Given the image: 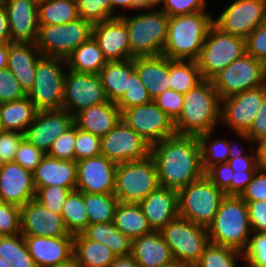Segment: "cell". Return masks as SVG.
<instances>
[{"instance_id":"1","label":"cell","mask_w":266,"mask_h":267,"mask_svg":"<svg viewBox=\"0 0 266 267\" xmlns=\"http://www.w3.org/2000/svg\"><path fill=\"white\" fill-rule=\"evenodd\" d=\"M161 187L179 191L205 175L197 136L173 135L151 146Z\"/></svg>"},{"instance_id":"2","label":"cell","mask_w":266,"mask_h":267,"mask_svg":"<svg viewBox=\"0 0 266 267\" xmlns=\"http://www.w3.org/2000/svg\"><path fill=\"white\" fill-rule=\"evenodd\" d=\"M181 114L174 121L177 135L199 136L220 123L221 100L211 80H203L183 94Z\"/></svg>"},{"instance_id":"3","label":"cell","mask_w":266,"mask_h":267,"mask_svg":"<svg viewBox=\"0 0 266 267\" xmlns=\"http://www.w3.org/2000/svg\"><path fill=\"white\" fill-rule=\"evenodd\" d=\"M213 19L207 11L170 17L162 54L172 60L197 61Z\"/></svg>"},{"instance_id":"4","label":"cell","mask_w":266,"mask_h":267,"mask_svg":"<svg viewBox=\"0 0 266 267\" xmlns=\"http://www.w3.org/2000/svg\"><path fill=\"white\" fill-rule=\"evenodd\" d=\"M207 229L210 243L243 253L252 233L247 203L240 196H225Z\"/></svg>"},{"instance_id":"5","label":"cell","mask_w":266,"mask_h":267,"mask_svg":"<svg viewBox=\"0 0 266 267\" xmlns=\"http://www.w3.org/2000/svg\"><path fill=\"white\" fill-rule=\"evenodd\" d=\"M144 10L146 12L135 16L123 12L119 16L128 30L130 59L160 55L165 46L170 17L160 8Z\"/></svg>"},{"instance_id":"6","label":"cell","mask_w":266,"mask_h":267,"mask_svg":"<svg viewBox=\"0 0 266 267\" xmlns=\"http://www.w3.org/2000/svg\"><path fill=\"white\" fill-rule=\"evenodd\" d=\"M66 59L41 55L35 68V80L27 97L38 111L61 109L64 98Z\"/></svg>"},{"instance_id":"7","label":"cell","mask_w":266,"mask_h":267,"mask_svg":"<svg viewBox=\"0 0 266 267\" xmlns=\"http://www.w3.org/2000/svg\"><path fill=\"white\" fill-rule=\"evenodd\" d=\"M225 196V193L204 175L178 191L179 216L208 227Z\"/></svg>"},{"instance_id":"8","label":"cell","mask_w":266,"mask_h":267,"mask_svg":"<svg viewBox=\"0 0 266 267\" xmlns=\"http://www.w3.org/2000/svg\"><path fill=\"white\" fill-rule=\"evenodd\" d=\"M160 233L174 260L185 267H194L210 243L208 229L180 216L169 222Z\"/></svg>"},{"instance_id":"9","label":"cell","mask_w":266,"mask_h":267,"mask_svg":"<svg viewBox=\"0 0 266 267\" xmlns=\"http://www.w3.org/2000/svg\"><path fill=\"white\" fill-rule=\"evenodd\" d=\"M159 186L156 164L151 155L117 165L114 195L119 202L139 203Z\"/></svg>"},{"instance_id":"10","label":"cell","mask_w":266,"mask_h":267,"mask_svg":"<svg viewBox=\"0 0 266 267\" xmlns=\"http://www.w3.org/2000/svg\"><path fill=\"white\" fill-rule=\"evenodd\" d=\"M246 53V39L212 25L197 60L203 80H211L235 59Z\"/></svg>"},{"instance_id":"11","label":"cell","mask_w":266,"mask_h":267,"mask_svg":"<svg viewBox=\"0 0 266 267\" xmlns=\"http://www.w3.org/2000/svg\"><path fill=\"white\" fill-rule=\"evenodd\" d=\"M212 84L222 100L231 95L266 85V64L245 53L217 73Z\"/></svg>"},{"instance_id":"12","label":"cell","mask_w":266,"mask_h":267,"mask_svg":"<svg viewBox=\"0 0 266 267\" xmlns=\"http://www.w3.org/2000/svg\"><path fill=\"white\" fill-rule=\"evenodd\" d=\"M92 27L82 18L66 24L39 25L35 44L44 56L66 59L92 36Z\"/></svg>"},{"instance_id":"13","label":"cell","mask_w":266,"mask_h":267,"mask_svg":"<svg viewBox=\"0 0 266 267\" xmlns=\"http://www.w3.org/2000/svg\"><path fill=\"white\" fill-rule=\"evenodd\" d=\"M123 120L151 146L164 138L176 135L174 120L163 112L152 100L121 113Z\"/></svg>"},{"instance_id":"14","label":"cell","mask_w":266,"mask_h":267,"mask_svg":"<svg viewBox=\"0 0 266 267\" xmlns=\"http://www.w3.org/2000/svg\"><path fill=\"white\" fill-rule=\"evenodd\" d=\"M108 101L99 74L78 73L67 69L61 109L75 116L83 109Z\"/></svg>"},{"instance_id":"15","label":"cell","mask_w":266,"mask_h":267,"mask_svg":"<svg viewBox=\"0 0 266 267\" xmlns=\"http://www.w3.org/2000/svg\"><path fill=\"white\" fill-rule=\"evenodd\" d=\"M266 21V0H235L213 19L222 31L244 38Z\"/></svg>"},{"instance_id":"16","label":"cell","mask_w":266,"mask_h":267,"mask_svg":"<svg viewBox=\"0 0 266 267\" xmlns=\"http://www.w3.org/2000/svg\"><path fill=\"white\" fill-rule=\"evenodd\" d=\"M266 96V85L221 100L220 123L234 132H247Z\"/></svg>"},{"instance_id":"17","label":"cell","mask_w":266,"mask_h":267,"mask_svg":"<svg viewBox=\"0 0 266 267\" xmlns=\"http://www.w3.org/2000/svg\"><path fill=\"white\" fill-rule=\"evenodd\" d=\"M150 153L151 145L123 120L101 137V155L117 164L140 160Z\"/></svg>"},{"instance_id":"18","label":"cell","mask_w":266,"mask_h":267,"mask_svg":"<svg viewBox=\"0 0 266 267\" xmlns=\"http://www.w3.org/2000/svg\"><path fill=\"white\" fill-rule=\"evenodd\" d=\"M117 165L103 155L77 161L76 190L82 193L114 194Z\"/></svg>"},{"instance_id":"19","label":"cell","mask_w":266,"mask_h":267,"mask_svg":"<svg viewBox=\"0 0 266 267\" xmlns=\"http://www.w3.org/2000/svg\"><path fill=\"white\" fill-rule=\"evenodd\" d=\"M74 125V116L67 110L38 111L24 132V139L46 154L62 133Z\"/></svg>"},{"instance_id":"20","label":"cell","mask_w":266,"mask_h":267,"mask_svg":"<svg viewBox=\"0 0 266 267\" xmlns=\"http://www.w3.org/2000/svg\"><path fill=\"white\" fill-rule=\"evenodd\" d=\"M20 223L23 236L73 237L62 215L48 210L35 199L21 207Z\"/></svg>"},{"instance_id":"21","label":"cell","mask_w":266,"mask_h":267,"mask_svg":"<svg viewBox=\"0 0 266 267\" xmlns=\"http://www.w3.org/2000/svg\"><path fill=\"white\" fill-rule=\"evenodd\" d=\"M33 173L15 162L3 163L0 169V196L4 203L19 207L35 199Z\"/></svg>"},{"instance_id":"22","label":"cell","mask_w":266,"mask_h":267,"mask_svg":"<svg viewBox=\"0 0 266 267\" xmlns=\"http://www.w3.org/2000/svg\"><path fill=\"white\" fill-rule=\"evenodd\" d=\"M39 0H9L7 12L10 42L35 43L39 30Z\"/></svg>"},{"instance_id":"23","label":"cell","mask_w":266,"mask_h":267,"mask_svg":"<svg viewBox=\"0 0 266 267\" xmlns=\"http://www.w3.org/2000/svg\"><path fill=\"white\" fill-rule=\"evenodd\" d=\"M92 37L102 50L107 62L130 59L128 30L119 17L94 24Z\"/></svg>"},{"instance_id":"24","label":"cell","mask_w":266,"mask_h":267,"mask_svg":"<svg viewBox=\"0 0 266 267\" xmlns=\"http://www.w3.org/2000/svg\"><path fill=\"white\" fill-rule=\"evenodd\" d=\"M37 267H55L73 258V237L24 236Z\"/></svg>"},{"instance_id":"25","label":"cell","mask_w":266,"mask_h":267,"mask_svg":"<svg viewBox=\"0 0 266 267\" xmlns=\"http://www.w3.org/2000/svg\"><path fill=\"white\" fill-rule=\"evenodd\" d=\"M153 231H160L179 216L178 191L159 186L138 203Z\"/></svg>"},{"instance_id":"26","label":"cell","mask_w":266,"mask_h":267,"mask_svg":"<svg viewBox=\"0 0 266 267\" xmlns=\"http://www.w3.org/2000/svg\"><path fill=\"white\" fill-rule=\"evenodd\" d=\"M76 171L75 160H59L46 154L33 172L35 189L56 185L74 191L77 184Z\"/></svg>"},{"instance_id":"27","label":"cell","mask_w":266,"mask_h":267,"mask_svg":"<svg viewBox=\"0 0 266 267\" xmlns=\"http://www.w3.org/2000/svg\"><path fill=\"white\" fill-rule=\"evenodd\" d=\"M41 55L35 43L8 42L7 68L26 93L34 84L36 63Z\"/></svg>"},{"instance_id":"28","label":"cell","mask_w":266,"mask_h":267,"mask_svg":"<svg viewBox=\"0 0 266 267\" xmlns=\"http://www.w3.org/2000/svg\"><path fill=\"white\" fill-rule=\"evenodd\" d=\"M121 121L116 103L108 101L83 109L74 116V124L81 130L103 137Z\"/></svg>"},{"instance_id":"29","label":"cell","mask_w":266,"mask_h":267,"mask_svg":"<svg viewBox=\"0 0 266 267\" xmlns=\"http://www.w3.org/2000/svg\"><path fill=\"white\" fill-rule=\"evenodd\" d=\"M134 68L152 100L170 88L169 58L165 55L134 57Z\"/></svg>"},{"instance_id":"30","label":"cell","mask_w":266,"mask_h":267,"mask_svg":"<svg viewBox=\"0 0 266 267\" xmlns=\"http://www.w3.org/2000/svg\"><path fill=\"white\" fill-rule=\"evenodd\" d=\"M131 256L140 267H160L174 261L160 231H152L133 239Z\"/></svg>"},{"instance_id":"31","label":"cell","mask_w":266,"mask_h":267,"mask_svg":"<svg viewBox=\"0 0 266 267\" xmlns=\"http://www.w3.org/2000/svg\"><path fill=\"white\" fill-rule=\"evenodd\" d=\"M73 258L79 267H109L117 256L105 244L80 233L73 235Z\"/></svg>"},{"instance_id":"32","label":"cell","mask_w":266,"mask_h":267,"mask_svg":"<svg viewBox=\"0 0 266 267\" xmlns=\"http://www.w3.org/2000/svg\"><path fill=\"white\" fill-rule=\"evenodd\" d=\"M134 70V58L105 64L99 76L109 101L117 103L122 98L127 89L128 78Z\"/></svg>"},{"instance_id":"33","label":"cell","mask_w":266,"mask_h":267,"mask_svg":"<svg viewBox=\"0 0 266 267\" xmlns=\"http://www.w3.org/2000/svg\"><path fill=\"white\" fill-rule=\"evenodd\" d=\"M37 112V108L27 96L11 102L1 103L0 121L2 131L24 133L34 121Z\"/></svg>"},{"instance_id":"34","label":"cell","mask_w":266,"mask_h":267,"mask_svg":"<svg viewBox=\"0 0 266 267\" xmlns=\"http://www.w3.org/2000/svg\"><path fill=\"white\" fill-rule=\"evenodd\" d=\"M113 223L131 240L153 231L138 203L119 202L115 209Z\"/></svg>"},{"instance_id":"35","label":"cell","mask_w":266,"mask_h":267,"mask_svg":"<svg viewBox=\"0 0 266 267\" xmlns=\"http://www.w3.org/2000/svg\"><path fill=\"white\" fill-rule=\"evenodd\" d=\"M106 63L102 50L92 36L66 58L68 69L78 73L99 74Z\"/></svg>"},{"instance_id":"36","label":"cell","mask_w":266,"mask_h":267,"mask_svg":"<svg viewBox=\"0 0 266 267\" xmlns=\"http://www.w3.org/2000/svg\"><path fill=\"white\" fill-rule=\"evenodd\" d=\"M82 233L88 239L105 244L117 257L131 255L132 240L121 233L113 222L88 224Z\"/></svg>"},{"instance_id":"37","label":"cell","mask_w":266,"mask_h":267,"mask_svg":"<svg viewBox=\"0 0 266 267\" xmlns=\"http://www.w3.org/2000/svg\"><path fill=\"white\" fill-rule=\"evenodd\" d=\"M39 25L66 24L79 19L76 0H39Z\"/></svg>"},{"instance_id":"38","label":"cell","mask_w":266,"mask_h":267,"mask_svg":"<svg viewBox=\"0 0 266 267\" xmlns=\"http://www.w3.org/2000/svg\"><path fill=\"white\" fill-rule=\"evenodd\" d=\"M202 81L197 61L169 59L170 89L185 94Z\"/></svg>"},{"instance_id":"39","label":"cell","mask_w":266,"mask_h":267,"mask_svg":"<svg viewBox=\"0 0 266 267\" xmlns=\"http://www.w3.org/2000/svg\"><path fill=\"white\" fill-rule=\"evenodd\" d=\"M119 200L114 194L84 193L89 224L113 222Z\"/></svg>"},{"instance_id":"40","label":"cell","mask_w":266,"mask_h":267,"mask_svg":"<svg viewBox=\"0 0 266 267\" xmlns=\"http://www.w3.org/2000/svg\"><path fill=\"white\" fill-rule=\"evenodd\" d=\"M61 215L71 235L82 233L89 224L84 193L71 191L63 204Z\"/></svg>"},{"instance_id":"41","label":"cell","mask_w":266,"mask_h":267,"mask_svg":"<svg viewBox=\"0 0 266 267\" xmlns=\"http://www.w3.org/2000/svg\"><path fill=\"white\" fill-rule=\"evenodd\" d=\"M213 132L214 130L198 136L204 172L214 165L227 162L229 159L228 140L212 139Z\"/></svg>"},{"instance_id":"42","label":"cell","mask_w":266,"mask_h":267,"mask_svg":"<svg viewBox=\"0 0 266 267\" xmlns=\"http://www.w3.org/2000/svg\"><path fill=\"white\" fill-rule=\"evenodd\" d=\"M238 259L243 260L241 251L209 243L194 267H238Z\"/></svg>"},{"instance_id":"43","label":"cell","mask_w":266,"mask_h":267,"mask_svg":"<svg viewBox=\"0 0 266 267\" xmlns=\"http://www.w3.org/2000/svg\"><path fill=\"white\" fill-rule=\"evenodd\" d=\"M151 101L152 98L150 97L148 90L141 83L137 71L134 70L128 78V85L124 95L116 105L122 113L126 109L143 105Z\"/></svg>"},{"instance_id":"44","label":"cell","mask_w":266,"mask_h":267,"mask_svg":"<svg viewBox=\"0 0 266 267\" xmlns=\"http://www.w3.org/2000/svg\"><path fill=\"white\" fill-rule=\"evenodd\" d=\"M79 17L92 25L112 19L109 0H76Z\"/></svg>"},{"instance_id":"45","label":"cell","mask_w":266,"mask_h":267,"mask_svg":"<svg viewBox=\"0 0 266 267\" xmlns=\"http://www.w3.org/2000/svg\"><path fill=\"white\" fill-rule=\"evenodd\" d=\"M71 190L62 186L36 188L35 200L48 210L61 214L63 204Z\"/></svg>"},{"instance_id":"46","label":"cell","mask_w":266,"mask_h":267,"mask_svg":"<svg viewBox=\"0 0 266 267\" xmlns=\"http://www.w3.org/2000/svg\"><path fill=\"white\" fill-rule=\"evenodd\" d=\"M75 161L101 155V137L76 126Z\"/></svg>"},{"instance_id":"47","label":"cell","mask_w":266,"mask_h":267,"mask_svg":"<svg viewBox=\"0 0 266 267\" xmlns=\"http://www.w3.org/2000/svg\"><path fill=\"white\" fill-rule=\"evenodd\" d=\"M76 125L62 133L55 141L47 155L59 160H75Z\"/></svg>"},{"instance_id":"48","label":"cell","mask_w":266,"mask_h":267,"mask_svg":"<svg viewBox=\"0 0 266 267\" xmlns=\"http://www.w3.org/2000/svg\"><path fill=\"white\" fill-rule=\"evenodd\" d=\"M243 261L255 267H266V233H251L248 246L243 252Z\"/></svg>"},{"instance_id":"49","label":"cell","mask_w":266,"mask_h":267,"mask_svg":"<svg viewBox=\"0 0 266 267\" xmlns=\"http://www.w3.org/2000/svg\"><path fill=\"white\" fill-rule=\"evenodd\" d=\"M27 96L19 81L7 67L0 70V103L11 102Z\"/></svg>"},{"instance_id":"50","label":"cell","mask_w":266,"mask_h":267,"mask_svg":"<svg viewBox=\"0 0 266 267\" xmlns=\"http://www.w3.org/2000/svg\"><path fill=\"white\" fill-rule=\"evenodd\" d=\"M21 207L3 203L0 205V236L21 233Z\"/></svg>"},{"instance_id":"51","label":"cell","mask_w":266,"mask_h":267,"mask_svg":"<svg viewBox=\"0 0 266 267\" xmlns=\"http://www.w3.org/2000/svg\"><path fill=\"white\" fill-rule=\"evenodd\" d=\"M45 155V152L23 139L19 144L13 162L33 173Z\"/></svg>"},{"instance_id":"52","label":"cell","mask_w":266,"mask_h":267,"mask_svg":"<svg viewBox=\"0 0 266 267\" xmlns=\"http://www.w3.org/2000/svg\"><path fill=\"white\" fill-rule=\"evenodd\" d=\"M159 7L169 17L190 14L199 11H208L206 0H164Z\"/></svg>"},{"instance_id":"53","label":"cell","mask_w":266,"mask_h":267,"mask_svg":"<svg viewBox=\"0 0 266 267\" xmlns=\"http://www.w3.org/2000/svg\"><path fill=\"white\" fill-rule=\"evenodd\" d=\"M153 101L174 121L181 114L184 103L183 94L170 88L155 97Z\"/></svg>"},{"instance_id":"54","label":"cell","mask_w":266,"mask_h":267,"mask_svg":"<svg viewBox=\"0 0 266 267\" xmlns=\"http://www.w3.org/2000/svg\"><path fill=\"white\" fill-rule=\"evenodd\" d=\"M235 134L238 138L240 136V141L249 142L252 145L266 138V96L250 129L247 132H235Z\"/></svg>"},{"instance_id":"55","label":"cell","mask_w":266,"mask_h":267,"mask_svg":"<svg viewBox=\"0 0 266 267\" xmlns=\"http://www.w3.org/2000/svg\"><path fill=\"white\" fill-rule=\"evenodd\" d=\"M246 53L266 64V21L247 36Z\"/></svg>"},{"instance_id":"56","label":"cell","mask_w":266,"mask_h":267,"mask_svg":"<svg viewBox=\"0 0 266 267\" xmlns=\"http://www.w3.org/2000/svg\"><path fill=\"white\" fill-rule=\"evenodd\" d=\"M24 133L18 131H0V162H13Z\"/></svg>"},{"instance_id":"57","label":"cell","mask_w":266,"mask_h":267,"mask_svg":"<svg viewBox=\"0 0 266 267\" xmlns=\"http://www.w3.org/2000/svg\"><path fill=\"white\" fill-rule=\"evenodd\" d=\"M234 171L227 162L210 167L205 176L214 183L226 196H231V179Z\"/></svg>"},{"instance_id":"58","label":"cell","mask_w":266,"mask_h":267,"mask_svg":"<svg viewBox=\"0 0 266 267\" xmlns=\"http://www.w3.org/2000/svg\"><path fill=\"white\" fill-rule=\"evenodd\" d=\"M240 197L245 202L266 200V169L259 168Z\"/></svg>"},{"instance_id":"59","label":"cell","mask_w":266,"mask_h":267,"mask_svg":"<svg viewBox=\"0 0 266 267\" xmlns=\"http://www.w3.org/2000/svg\"><path fill=\"white\" fill-rule=\"evenodd\" d=\"M19 255H23V235L0 236V256L11 263Z\"/></svg>"},{"instance_id":"60","label":"cell","mask_w":266,"mask_h":267,"mask_svg":"<svg viewBox=\"0 0 266 267\" xmlns=\"http://www.w3.org/2000/svg\"><path fill=\"white\" fill-rule=\"evenodd\" d=\"M246 203L252 232L266 233V200Z\"/></svg>"},{"instance_id":"61","label":"cell","mask_w":266,"mask_h":267,"mask_svg":"<svg viewBox=\"0 0 266 267\" xmlns=\"http://www.w3.org/2000/svg\"><path fill=\"white\" fill-rule=\"evenodd\" d=\"M254 152V154H253ZM227 163L234 172L257 171L259 169L256 147L252 148V154H244L241 157L229 158Z\"/></svg>"},{"instance_id":"62","label":"cell","mask_w":266,"mask_h":267,"mask_svg":"<svg viewBox=\"0 0 266 267\" xmlns=\"http://www.w3.org/2000/svg\"><path fill=\"white\" fill-rule=\"evenodd\" d=\"M256 171H236L231 179V196H240L251 182Z\"/></svg>"},{"instance_id":"63","label":"cell","mask_w":266,"mask_h":267,"mask_svg":"<svg viewBox=\"0 0 266 267\" xmlns=\"http://www.w3.org/2000/svg\"><path fill=\"white\" fill-rule=\"evenodd\" d=\"M112 8V19L120 16L119 13H116V8L122 7L124 9H134L135 11H145L148 9V0H109Z\"/></svg>"},{"instance_id":"64","label":"cell","mask_w":266,"mask_h":267,"mask_svg":"<svg viewBox=\"0 0 266 267\" xmlns=\"http://www.w3.org/2000/svg\"><path fill=\"white\" fill-rule=\"evenodd\" d=\"M12 267H37L32 256L29 254L24 236H23V255H19L11 262Z\"/></svg>"},{"instance_id":"65","label":"cell","mask_w":266,"mask_h":267,"mask_svg":"<svg viewBox=\"0 0 266 267\" xmlns=\"http://www.w3.org/2000/svg\"><path fill=\"white\" fill-rule=\"evenodd\" d=\"M2 42H10L9 23L5 8L0 9V43Z\"/></svg>"},{"instance_id":"66","label":"cell","mask_w":266,"mask_h":267,"mask_svg":"<svg viewBox=\"0 0 266 267\" xmlns=\"http://www.w3.org/2000/svg\"><path fill=\"white\" fill-rule=\"evenodd\" d=\"M109 267H140L137 261L131 256L117 257Z\"/></svg>"},{"instance_id":"67","label":"cell","mask_w":266,"mask_h":267,"mask_svg":"<svg viewBox=\"0 0 266 267\" xmlns=\"http://www.w3.org/2000/svg\"><path fill=\"white\" fill-rule=\"evenodd\" d=\"M256 144L259 168L266 169V138Z\"/></svg>"},{"instance_id":"68","label":"cell","mask_w":266,"mask_h":267,"mask_svg":"<svg viewBox=\"0 0 266 267\" xmlns=\"http://www.w3.org/2000/svg\"><path fill=\"white\" fill-rule=\"evenodd\" d=\"M8 65V42L0 43V70Z\"/></svg>"},{"instance_id":"69","label":"cell","mask_w":266,"mask_h":267,"mask_svg":"<svg viewBox=\"0 0 266 267\" xmlns=\"http://www.w3.org/2000/svg\"><path fill=\"white\" fill-rule=\"evenodd\" d=\"M236 144V143H235ZM233 145L232 142L228 141V145H229V158H237V157H241L243 156V154L247 153L244 152L242 148H238L237 145Z\"/></svg>"},{"instance_id":"70","label":"cell","mask_w":266,"mask_h":267,"mask_svg":"<svg viewBox=\"0 0 266 267\" xmlns=\"http://www.w3.org/2000/svg\"><path fill=\"white\" fill-rule=\"evenodd\" d=\"M55 267H79L78 263L76 262V260L74 258L70 259L69 261H67L66 263L57 265Z\"/></svg>"},{"instance_id":"71","label":"cell","mask_w":266,"mask_h":267,"mask_svg":"<svg viewBox=\"0 0 266 267\" xmlns=\"http://www.w3.org/2000/svg\"><path fill=\"white\" fill-rule=\"evenodd\" d=\"M164 0H148V9L149 8H159Z\"/></svg>"},{"instance_id":"72","label":"cell","mask_w":266,"mask_h":267,"mask_svg":"<svg viewBox=\"0 0 266 267\" xmlns=\"http://www.w3.org/2000/svg\"><path fill=\"white\" fill-rule=\"evenodd\" d=\"M160 267H185L183 264L179 263L178 261L174 260L168 264L162 265Z\"/></svg>"},{"instance_id":"73","label":"cell","mask_w":266,"mask_h":267,"mask_svg":"<svg viewBox=\"0 0 266 267\" xmlns=\"http://www.w3.org/2000/svg\"><path fill=\"white\" fill-rule=\"evenodd\" d=\"M0 267H12V265L0 256Z\"/></svg>"},{"instance_id":"74","label":"cell","mask_w":266,"mask_h":267,"mask_svg":"<svg viewBox=\"0 0 266 267\" xmlns=\"http://www.w3.org/2000/svg\"><path fill=\"white\" fill-rule=\"evenodd\" d=\"M9 0H0V9L5 8Z\"/></svg>"},{"instance_id":"75","label":"cell","mask_w":266,"mask_h":267,"mask_svg":"<svg viewBox=\"0 0 266 267\" xmlns=\"http://www.w3.org/2000/svg\"><path fill=\"white\" fill-rule=\"evenodd\" d=\"M245 263H246V265L244 264V266H242V267H255V266H253V265H251L249 262H247V261H244Z\"/></svg>"},{"instance_id":"76","label":"cell","mask_w":266,"mask_h":267,"mask_svg":"<svg viewBox=\"0 0 266 267\" xmlns=\"http://www.w3.org/2000/svg\"><path fill=\"white\" fill-rule=\"evenodd\" d=\"M3 203H4V202L2 201V198H1V196H0V205L3 204Z\"/></svg>"},{"instance_id":"77","label":"cell","mask_w":266,"mask_h":267,"mask_svg":"<svg viewBox=\"0 0 266 267\" xmlns=\"http://www.w3.org/2000/svg\"><path fill=\"white\" fill-rule=\"evenodd\" d=\"M0 108H1V103H0ZM0 131H2V129H1V121H0Z\"/></svg>"}]
</instances>
